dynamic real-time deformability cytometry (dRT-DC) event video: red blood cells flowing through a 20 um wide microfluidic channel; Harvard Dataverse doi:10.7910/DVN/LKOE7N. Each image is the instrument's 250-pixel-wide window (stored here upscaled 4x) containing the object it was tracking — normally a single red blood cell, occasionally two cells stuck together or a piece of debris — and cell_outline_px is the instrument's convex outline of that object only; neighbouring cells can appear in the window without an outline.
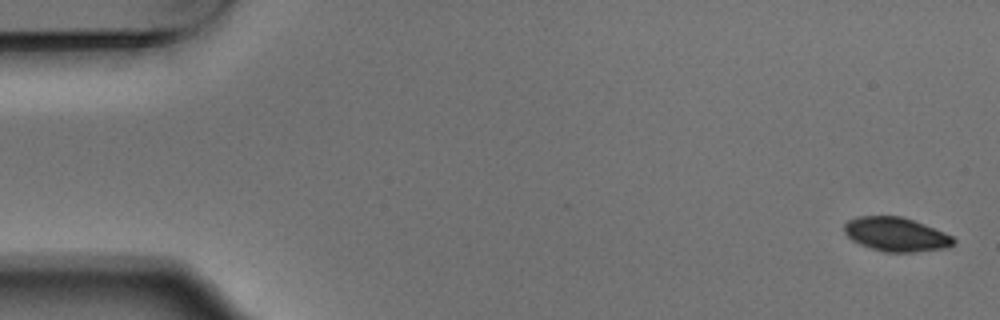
{"species": "Egyptian fruit bat (a non-hibernating species)", "species_latin": "Rousettus aegyptiacus", "temperature_condition": "warm", "stored_images_in_passage": 4, "camera_frame_rate_fps": 3000, "um_per_image_px": 0.085, "animal": {"sex": "male"}, "frame": {"image": 1, "passage_image": 1, "time_ms": 0.0, "image_size_px": [1000, 320], "cell_outline_px": [[956, 240], [952, 244], [944, 248], [912, 252], [884, 252], [868, 248], [852, 240], [844, 232], [844, 224], [848, 220], [856, 216], [900, 216], [924, 224], [944, 232], [952, 236]], "centroid_in_image_um": [76.12, 19.92], "position_along_channel_um": 8.9, "area_um2": 21.56}}
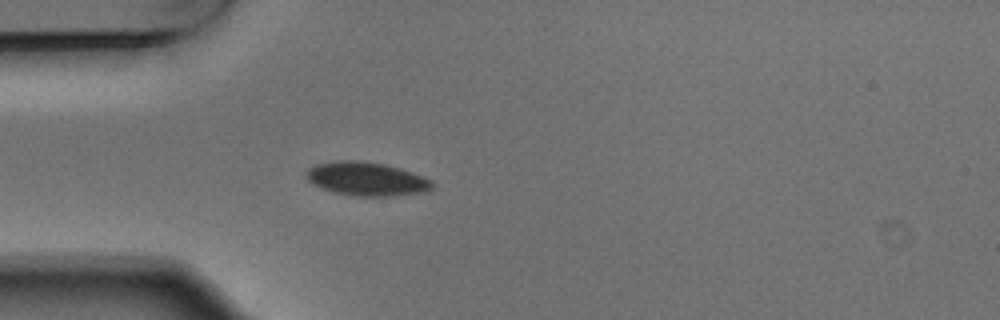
{"frame": {"image": 2, "passage_image": 4, "time_ms": 1.0, "image_size_px": [1000, 320], "cell_outline_px": [[432, 188], [420, 192], [392, 196], [352, 196], [332, 192], [312, 184], [304, 176], [304, 172], [308, 168], [316, 164], [336, 160], [356, 160], [384, 164], [400, 168], [412, 172], [432, 180]], "centroid_in_image_um": [31.08, 15.2], "position_along_channel_um": 53.9, "area_um2": 24.8}}